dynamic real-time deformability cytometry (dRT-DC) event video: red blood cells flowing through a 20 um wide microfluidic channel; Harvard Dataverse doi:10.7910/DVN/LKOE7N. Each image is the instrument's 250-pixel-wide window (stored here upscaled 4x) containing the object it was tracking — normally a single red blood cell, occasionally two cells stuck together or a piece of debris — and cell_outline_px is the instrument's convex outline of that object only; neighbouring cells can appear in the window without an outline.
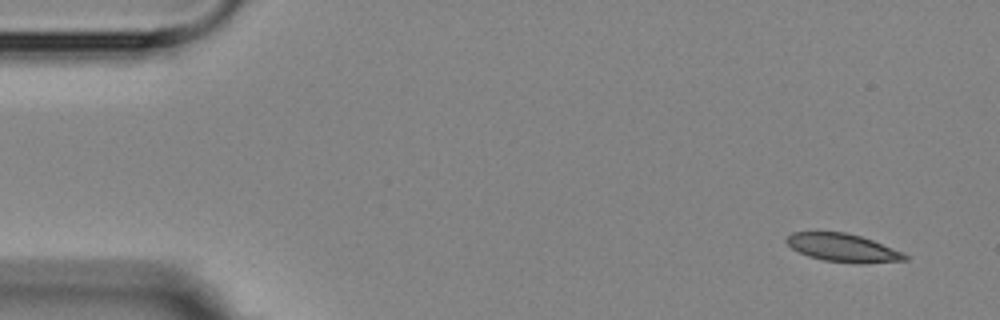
{"species": "Egyptian fruit bat (a non-hibernating species)", "species_latin": "Rousettus aegyptiacus", "temperature_condition": "room temperature", "stored_images_in_passage": 14, "camera_frame_rate_fps": 3000, "um_per_image_px": 0.085, "animal": {"sex": "female"}, "frame": {"image": 1, "passage_image": 1, "time_ms": 0.0, "image_size_px": [1000, 320], "cell_outline_px": [[908, 260], [824, 260], [808, 256], [792, 248], [784, 240], [792, 232], [844, 232], [860, 236], [872, 240], [904, 252], [908, 256]], "centroid_in_image_um": [71.56, 20.99], "position_along_channel_um": 13.4, "area_um2": 18.15}}
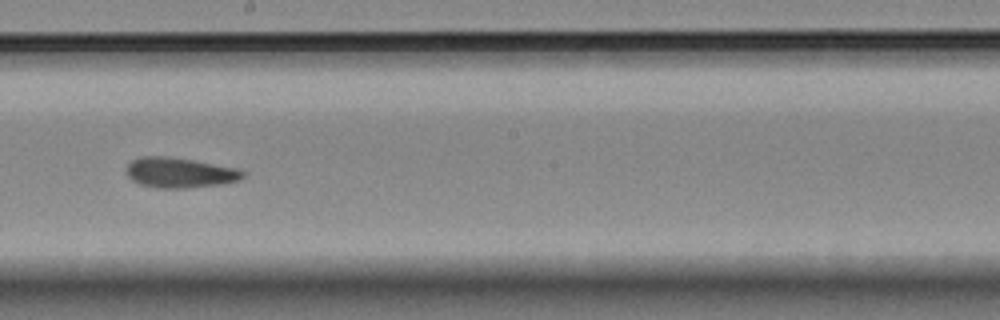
{"frame": {"image": 2, "passage_image": 8, "time_ms": 9.0, "image_size_px": [1000, 320], "cell_outline_px": [[244, 176], [240, 180], [220, 184], [184, 188], [156, 188], [140, 184], [132, 180], [124, 172], [124, 168], [132, 160], [140, 156], [168, 156], [192, 160], [236, 168], [244, 172]], "centroid_in_image_um": [15.21, 14.67], "position_along_channel_um": 233.0, "area_um2": 20.52}}
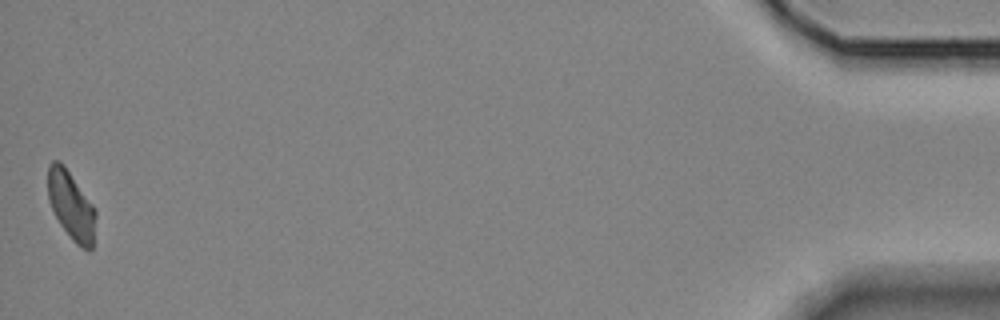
{"frame": {"image": 3, "passage_image": 14, "time_ms": 17.0, "image_size_px": [1000, 320], "cell_outline_px": [[96, 216], [92, 248], [88, 252], [80, 248], [72, 240], [60, 224], [48, 200], [48, 164], [52, 160], [60, 160], [64, 164], [92, 204], [96, 212]], "centroid_in_image_um": [6.04, 17.47], "position_along_channel_um": 429.2, "area_um2": 19.13}, "authors_computed_cell_mechanics": {"area_um2": 19.9699, "velocity_mm_per_s": 3.6096, "shape_relaxation_time_tau1_ms": 3.1789, "shape_relaxation_time_tau2_ms": 4.1484, "deformation_change_tau1": 0.1055, "deformation_change_tau2": 0.1046}}